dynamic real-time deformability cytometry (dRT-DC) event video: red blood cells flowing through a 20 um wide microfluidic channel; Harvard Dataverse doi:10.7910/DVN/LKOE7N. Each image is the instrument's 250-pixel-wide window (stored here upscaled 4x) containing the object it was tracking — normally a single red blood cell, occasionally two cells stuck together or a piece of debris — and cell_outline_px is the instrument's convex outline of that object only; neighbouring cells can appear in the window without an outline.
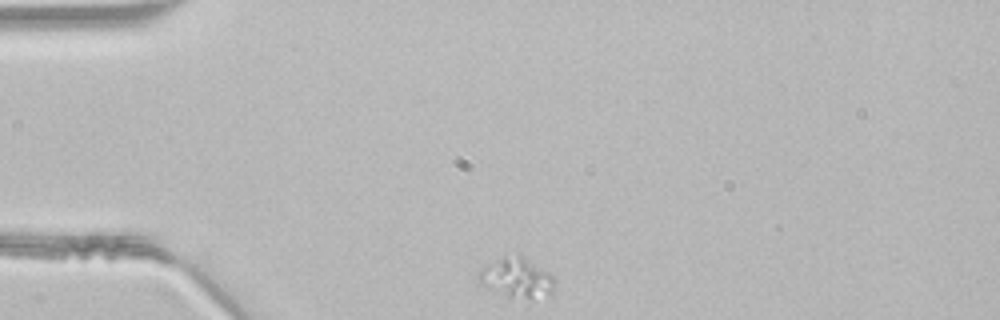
{"species": "common noctule bat (a hibernating species)", "species_latin": "Nyctalus noctula", "temperature_condition": "room temperature", "stored_images_in_passage": 37, "camera_frame_rate_fps": 3000, "um_per_image_px": 0.085, "animal": {"sex": "male", "body_mass_g": 21.5, "forearm_length_mm": 52.0}, "frame": {"image": 1, "passage_image": 1, "time_ms": 0.0, "image_size_px": [1000, 320], "cell_outline_px": [[556, 288], [552, 296], [532, 300], [508, 296], [480, 284], [476, 280], [480, 272], [488, 264], [504, 256], [520, 252], [548, 272], [556, 280]], "centroid_in_image_um": [44.02, 23.62], "position_along_channel_um": 41.0, "area_um2": 18.15}}
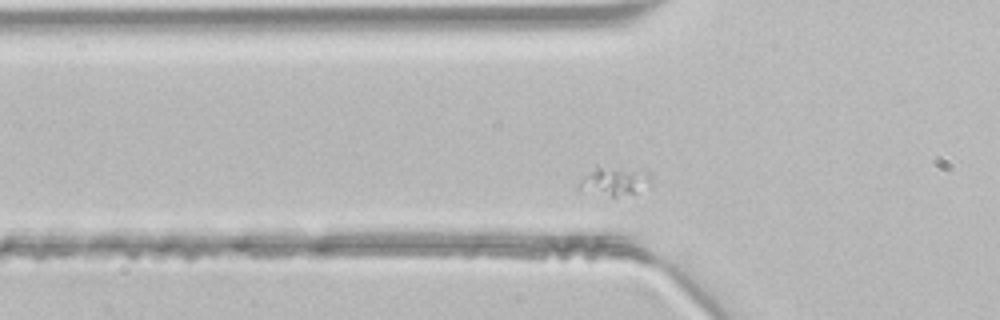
{"frame": {"image": 2, "passage_image": 6, "time_ms": 1.667, "image_size_px": [1000, 320], "cell_outline_px": [[652, 184], [636, 192], [616, 196], [612, 196], [576, 192], [576, 184], [580, 176], [596, 164], [644, 168], [652, 176]], "centroid_in_image_um": [52.13, 15.33], "position_along_channel_um": 73.7, "area_um2": 13.53}}
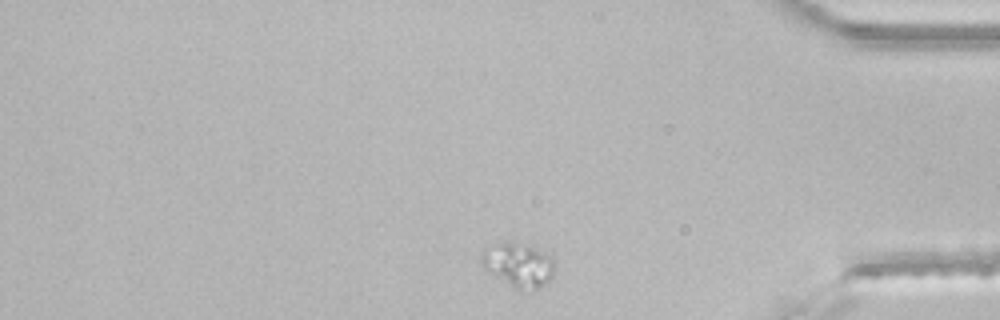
{"frame": {"image": 3, "passage_image": 32, "time_ms": 10.333, "image_size_px": [1000, 320], "cell_outline_px": [[552, 276], [544, 284], [536, 288], [524, 292], [520, 292], [484, 268], [480, 264], [480, 256], [484, 248], [508, 240], [532, 248], [552, 256]], "centroid_in_image_um": [44.0, 22.53], "position_along_channel_um": 391.2, "area_um2": 18.5}}